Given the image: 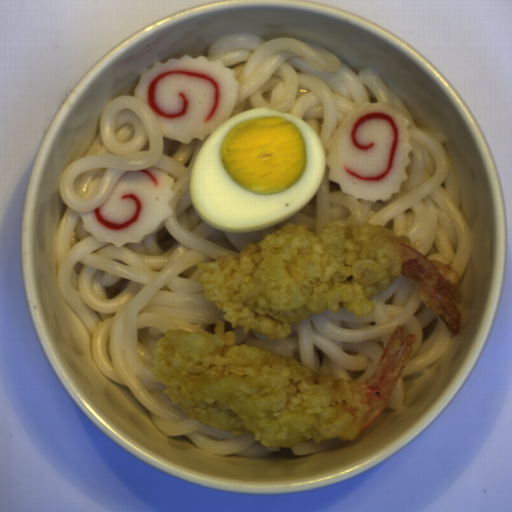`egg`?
<instances>
[{
  "instance_id": "1",
  "label": "egg",
  "mask_w": 512,
  "mask_h": 512,
  "mask_svg": "<svg viewBox=\"0 0 512 512\" xmlns=\"http://www.w3.org/2000/svg\"><path fill=\"white\" fill-rule=\"evenodd\" d=\"M326 156L314 129L274 108L224 121L201 145L188 192L199 219L224 233L270 229L319 191Z\"/></svg>"
}]
</instances>
